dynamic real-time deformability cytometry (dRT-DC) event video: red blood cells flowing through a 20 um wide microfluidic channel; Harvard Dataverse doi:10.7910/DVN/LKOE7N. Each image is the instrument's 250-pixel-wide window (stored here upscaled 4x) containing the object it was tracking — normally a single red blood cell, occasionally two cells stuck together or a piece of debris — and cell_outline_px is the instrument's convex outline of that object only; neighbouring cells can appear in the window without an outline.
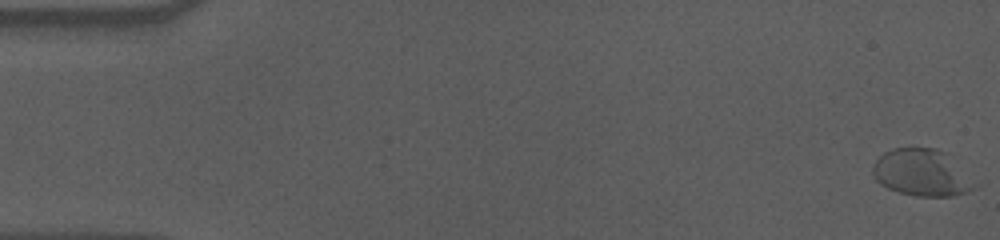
{"species": "human", "species_latin": "Homo sapiens", "temperature_condition": "cold", "stored_images_in_passage": 59, "camera_frame_rate_fps": 3000, "um_per_image_px": 0.085, "donor": {"sex": "male"}, "frame": {"image": 1, "passage_image": 1, "time_ms": 0.0, "image_size_px": [1000, 240], "cell_outline_px": [[972, 188], [964, 192], [952, 196], [916, 196], [900, 192], [888, 188], [880, 184], [876, 180], [872, 172], [872, 164], [884, 152], [892, 148], [936, 148], [944, 152]], "centroid_in_image_um": [78.14, 14.67], "position_along_channel_um": 6.9, "area_um2": 26.3}}
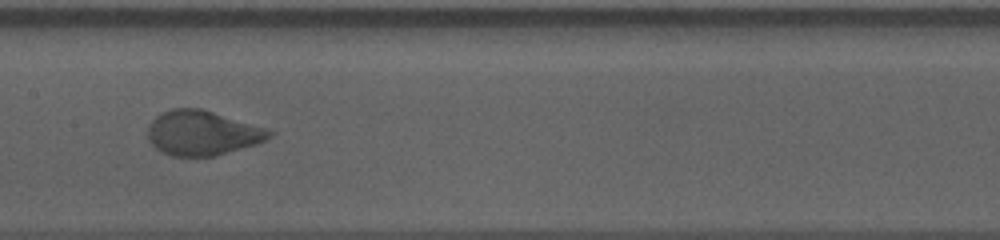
{"frame": {"image": 2, "passage_image": 30, "time_ms": 9.667, "image_size_px": [1000, 240], "cell_outline_px": [[276, 132], [272, 136], [256, 144], [216, 156], [172, 156], [156, 148], [148, 140], [148, 124], [160, 112], [172, 108], [200, 108], [264, 128]], "centroid_in_image_um": [17.16, 11.3], "position_along_channel_um": 190.2, "area_um2": 31.44}}
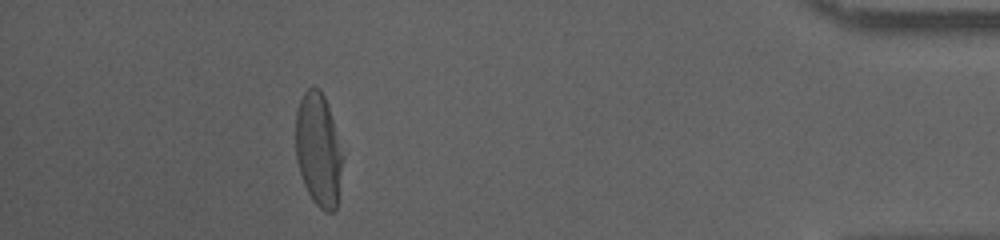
{"frame": {"image": 3, "passage_image": 53, "time_ms": 17.333, "image_size_px": [1000, 240], "cell_outline_px": [[344, 156], [336, 208], [332, 212], [324, 212], [312, 200], [304, 184], [296, 160], [296, 112], [300, 100], [304, 92], [312, 84], [320, 88], [324, 96]], "centroid_in_image_um": [27.06, 12.72], "position_along_channel_um": 408.1, "area_um2": 30.98}, "authors_computed_cell_mechanics": {"area_um2": 31.4432, "velocity_mm_per_s": 3.5334, "shape_relaxation_time_tau1_ms": 3.9425, "shape_relaxation_time_tau2_ms": null, "deformation_change_tau1": 0.1769, "deformation_change_tau2": null}}